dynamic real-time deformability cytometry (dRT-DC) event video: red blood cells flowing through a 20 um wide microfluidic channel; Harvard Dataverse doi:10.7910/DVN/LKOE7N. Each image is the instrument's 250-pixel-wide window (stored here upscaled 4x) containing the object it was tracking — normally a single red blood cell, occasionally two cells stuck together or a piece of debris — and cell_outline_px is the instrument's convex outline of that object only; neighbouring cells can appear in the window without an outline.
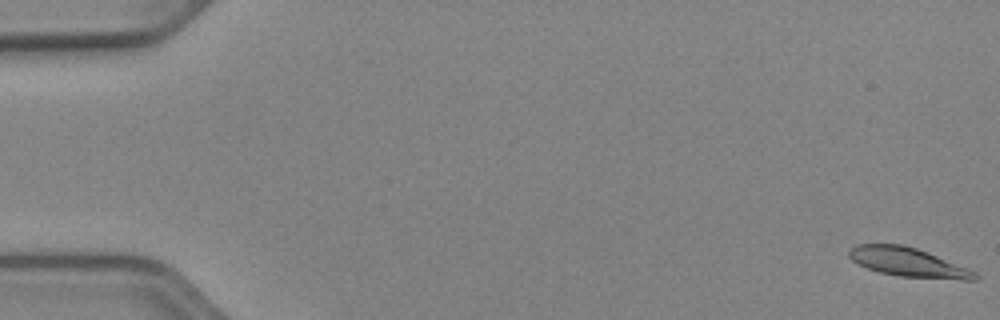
{"species": "Egyptian fruit bat (a non-hibernating species)", "species_latin": "Rousettus aegyptiacus", "temperature_condition": "cold", "stored_images_in_passage": 53, "camera_frame_rate_fps": 3000, "um_per_image_px": 0.085, "animal": {"sex": "female"}, "frame": {"image": 1, "passage_image": 1, "time_ms": 0.0, "image_size_px": [1000, 320], "cell_outline_px": [[980, 276], [976, 280], [964, 280], [900, 276], [880, 272], [868, 268], [852, 260], [848, 256], [848, 252], [852, 248], [860, 244], [904, 244], [916, 248], [968, 268], [976, 272]], "centroid_in_image_um": [77.22, 22.29], "position_along_channel_um": 7.8, "area_um2": 21.04}}
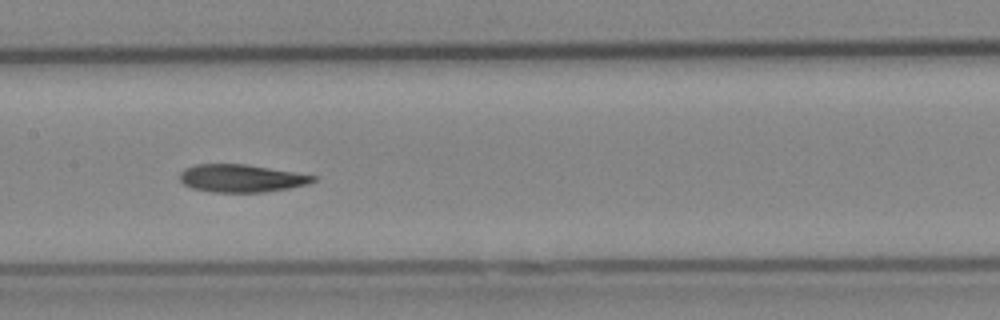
{"frame": {"image": 2, "passage_image": 27, "time_ms": 8.667, "image_size_px": [1000, 320], "cell_outline_px": [[316, 180], [304, 184], [288, 188], [264, 192], [212, 192], [192, 188], [184, 184], [180, 180], [180, 172], [184, 168], [196, 164], [244, 164], [316, 176]], "centroid_in_image_um": [20.44, 15.15], "position_along_channel_um": 187.0, "area_um2": 21.21}}
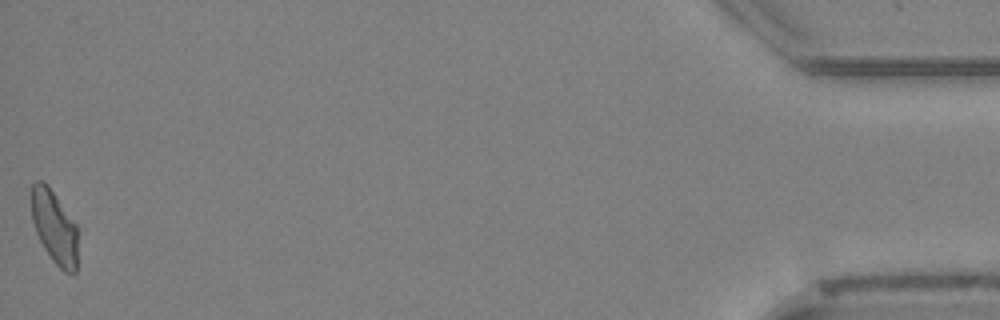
{"frame": {"image": 3, "passage_image": 53, "time_ms": 17.333, "image_size_px": [1000, 320], "cell_outline_px": [[76, 272], [72, 276], [64, 272], [52, 260], [44, 248], [36, 232], [32, 220], [32, 184], [36, 180], [40, 180], [52, 192], [76, 224]], "centroid_in_image_um": [4.62, 19.37], "position_along_channel_um": 430.6, "area_um2": 19.25}, "authors_computed_cell_mechanics": {"area_um2": 21.7328, "velocity_mm_per_s": 3.893, "shape_relaxation_time_tau1_ms": 7.1596, "shape_relaxation_time_tau2_ms": 5.3103, "deformation_change_tau1": 0.1768, "deformation_change_tau2": 0.1206}}